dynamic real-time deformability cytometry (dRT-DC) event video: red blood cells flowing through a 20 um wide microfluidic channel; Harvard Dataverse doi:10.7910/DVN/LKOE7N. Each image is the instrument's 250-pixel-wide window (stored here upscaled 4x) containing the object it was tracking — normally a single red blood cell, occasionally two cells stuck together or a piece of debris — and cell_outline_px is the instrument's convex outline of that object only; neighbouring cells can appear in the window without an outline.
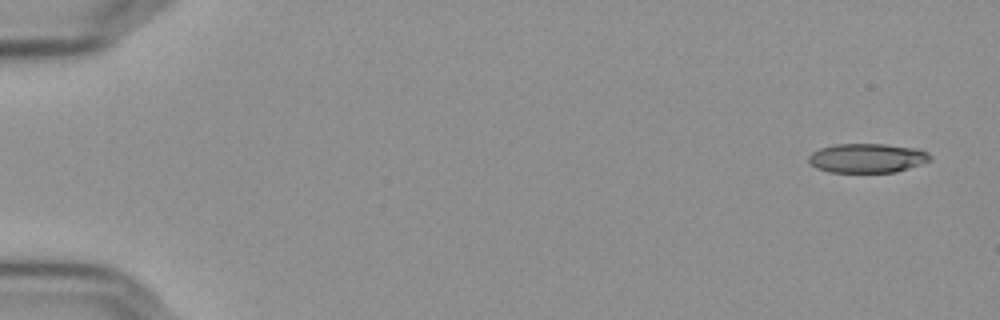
{"species": "Egyptian fruit bat (a non-hibernating species)", "species_latin": "Rousettus aegyptiacus", "temperature_condition": "cold", "stored_images_in_passage": 6, "camera_frame_rate_fps": 3000, "um_per_image_px": 0.085, "frame": {"image": 1, "passage_image": 1, "time_ms": 0.0, "image_size_px": [1000, 320], "cell_outline_px": [[932, 160], [896, 172], [828, 172], [816, 168], [808, 160], [808, 156], [812, 152], [820, 148], [836, 144], [884, 144], [920, 148], [928, 152], [932, 156]], "centroid_in_image_um": [73.74, 13.43], "position_along_channel_um": 11.3, "area_um2": 20.87}}
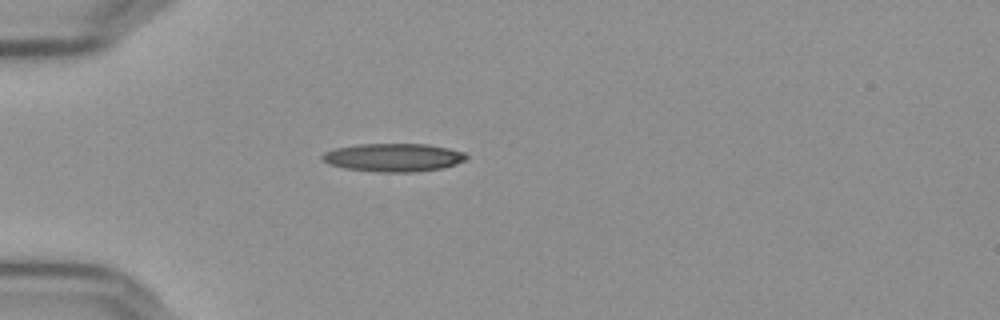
{"frame": {"image": 2, "passage_image": 5, "time_ms": 1.333, "image_size_px": [1000, 320], "cell_outline_px": [[468, 156], [464, 160], [456, 164], [444, 168], [416, 172], [376, 172], [344, 168], [328, 164], [320, 156], [324, 152], [336, 148], [356, 144], [428, 144], [448, 148], [464, 152]], "centroid_in_image_um": [33.44, 13.39], "position_along_channel_um": 51.6, "area_um2": 23.81}}